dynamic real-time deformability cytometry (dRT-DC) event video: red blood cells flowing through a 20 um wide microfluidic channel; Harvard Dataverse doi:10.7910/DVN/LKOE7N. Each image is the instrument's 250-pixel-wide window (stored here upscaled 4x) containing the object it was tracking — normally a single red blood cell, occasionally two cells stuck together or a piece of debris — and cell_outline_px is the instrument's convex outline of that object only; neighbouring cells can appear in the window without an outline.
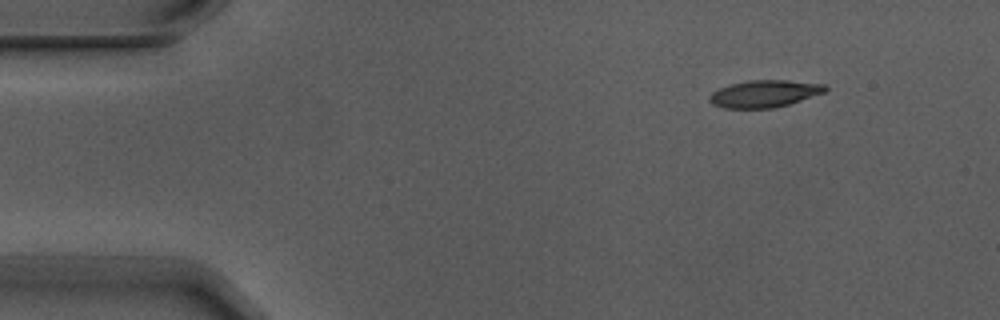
{"species": "Egyptian fruit bat (a non-hibernating species)", "species_latin": "Rousettus aegyptiacus", "temperature_condition": "warm", "stored_images_in_passage": 5, "camera_frame_rate_fps": 3000, "um_per_image_px": 0.085, "animal": {"sex": "male"}, "frame": {"image": 1, "passage_image": 2, "time_ms": 0.333, "image_size_px": [1000, 320], "cell_outline_px": [[828, 88], [824, 92], [788, 104], [772, 108], [724, 108], [712, 104], [708, 100], [708, 96], [712, 92], [720, 88], [732, 84], [748, 80], [788, 80], [824, 84]], "centroid_in_image_um": [64.94, 7.96], "position_along_channel_um": 20.1, "area_um2": 18.15}}